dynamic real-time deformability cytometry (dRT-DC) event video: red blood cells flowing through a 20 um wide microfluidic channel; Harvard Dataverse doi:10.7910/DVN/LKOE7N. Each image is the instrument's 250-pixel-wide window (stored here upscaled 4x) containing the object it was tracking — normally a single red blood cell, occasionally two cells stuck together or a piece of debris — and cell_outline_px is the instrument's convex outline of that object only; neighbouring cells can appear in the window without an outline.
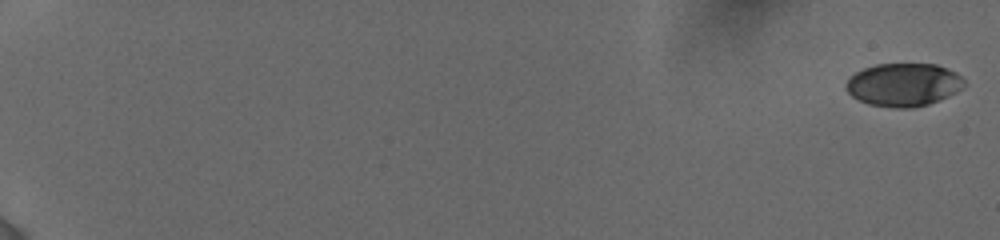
{"species": "human", "species_latin": "Homo sapiens", "temperature_condition": "cold", "stored_images_in_passage": 36, "camera_frame_rate_fps": 3000, "um_per_image_px": 0.085, "donor": {"sex": "female"}, "frame": {"image": 1, "passage_image": 1, "time_ms": 0.0, "image_size_px": [1000, 240], "cell_outline_px": [[964, 84], [956, 92], [940, 100], [928, 104], [912, 108], [896, 108], [868, 104], [852, 96], [844, 88], [844, 84], [848, 76], [864, 68], [876, 64], [936, 64], [956, 72], [964, 80]], "centroid_in_image_um": [76.76, 7.2], "position_along_channel_um": 8.2, "area_um2": 29.77}}
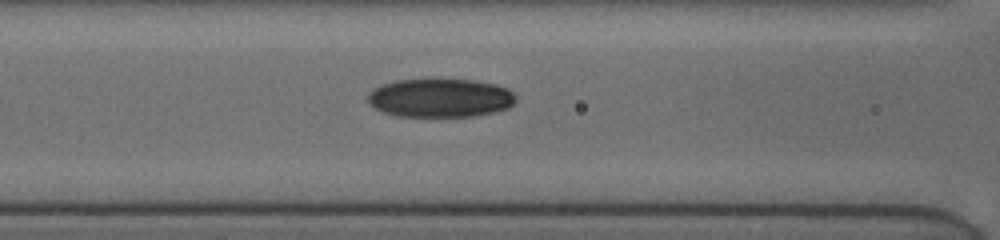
{"frame": {"image": 2, "passage_image": 30, "time_ms": 9.0, "image_size_px": [1000, 240], "cell_outline_px": [[516, 100], [508, 108], [476, 116], [400, 116], [384, 112], [368, 104], [368, 92], [384, 84], [396, 80], [472, 80], [496, 84], [508, 88], [516, 96]], "centroid_in_image_um": [37.44, 8.33], "position_along_channel_um": 129.2, "area_um2": 33.06}}
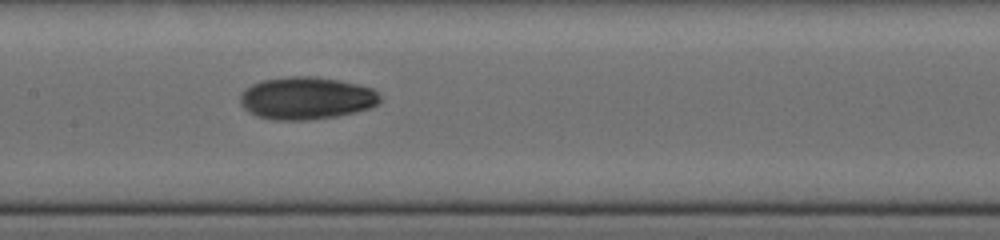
{"frame": {"image": 3, "passage_image": 35, "time_ms": 10.333, "image_size_px": [1000, 240], "cell_outline_px": [[380, 100], [372, 108], [356, 112], [336, 116], [308, 120], [276, 120], [256, 116], [248, 112], [240, 104], [240, 92], [252, 84], [260, 80], [288, 76], [316, 76], [340, 80], [360, 84], [372, 88], [380, 96]], "centroid_in_image_um": [26.02, 8.33], "position_along_channel_um": 181.4, "area_um2": 35.03}}